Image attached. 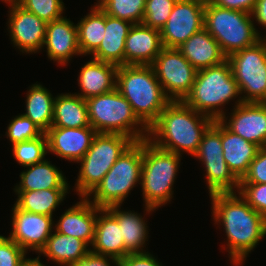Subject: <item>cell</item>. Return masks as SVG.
<instances>
[{
  "label": "cell",
  "mask_w": 266,
  "mask_h": 266,
  "mask_svg": "<svg viewBox=\"0 0 266 266\" xmlns=\"http://www.w3.org/2000/svg\"><path fill=\"white\" fill-rule=\"evenodd\" d=\"M26 255L28 254L9 236L0 234V266H24L30 259Z\"/></svg>",
  "instance_id": "38"
},
{
  "label": "cell",
  "mask_w": 266,
  "mask_h": 266,
  "mask_svg": "<svg viewBox=\"0 0 266 266\" xmlns=\"http://www.w3.org/2000/svg\"><path fill=\"white\" fill-rule=\"evenodd\" d=\"M24 266H47L40 259L30 258Z\"/></svg>",
  "instance_id": "45"
},
{
  "label": "cell",
  "mask_w": 266,
  "mask_h": 266,
  "mask_svg": "<svg viewBox=\"0 0 266 266\" xmlns=\"http://www.w3.org/2000/svg\"><path fill=\"white\" fill-rule=\"evenodd\" d=\"M75 266H119V260L90 250Z\"/></svg>",
  "instance_id": "42"
},
{
  "label": "cell",
  "mask_w": 266,
  "mask_h": 266,
  "mask_svg": "<svg viewBox=\"0 0 266 266\" xmlns=\"http://www.w3.org/2000/svg\"><path fill=\"white\" fill-rule=\"evenodd\" d=\"M91 247L79 238L57 232L55 229L36 259L43 255L59 266H75Z\"/></svg>",
  "instance_id": "28"
},
{
  "label": "cell",
  "mask_w": 266,
  "mask_h": 266,
  "mask_svg": "<svg viewBox=\"0 0 266 266\" xmlns=\"http://www.w3.org/2000/svg\"><path fill=\"white\" fill-rule=\"evenodd\" d=\"M253 21L251 13L222 8L210 1L205 3L204 28L227 58L264 38Z\"/></svg>",
  "instance_id": "6"
},
{
  "label": "cell",
  "mask_w": 266,
  "mask_h": 266,
  "mask_svg": "<svg viewBox=\"0 0 266 266\" xmlns=\"http://www.w3.org/2000/svg\"><path fill=\"white\" fill-rule=\"evenodd\" d=\"M214 120L196 112L184 101H170L148 128V140L157 147L193 156Z\"/></svg>",
  "instance_id": "2"
},
{
  "label": "cell",
  "mask_w": 266,
  "mask_h": 266,
  "mask_svg": "<svg viewBox=\"0 0 266 266\" xmlns=\"http://www.w3.org/2000/svg\"><path fill=\"white\" fill-rule=\"evenodd\" d=\"M12 155L17 164L25 167L40 163L48 154V140L46 133L42 136L24 142L15 143L11 146Z\"/></svg>",
  "instance_id": "34"
},
{
  "label": "cell",
  "mask_w": 266,
  "mask_h": 266,
  "mask_svg": "<svg viewBox=\"0 0 266 266\" xmlns=\"http://www.w3.org/2000/svg\"><path fill=\"white\" fill-rule=\"evenodd\" d=\"M177 49L197 71L227 60L218 42L205 28L196 32Z\"/></svg>",
  "instance_id": "23"
},
{
  "label": "cell",
  "mask_w": 266,
  "mask_h": 266,
  "mask_svg": "<svg viewBox=\"0 0 266 266\" xmlns=\"http://www.w3.org/2000/svg\"><path fill=\"white\" fill-rule=\"evenodd\" d=\"M117 69V65L90 58L78 72L81 92L75 94L86 100L113 91L116 88Z\"/></svg>",
  "instance_id": "22"
},
{
  "label": "cell",
  "mask_w": 266,
  "mask_h": 266,
  "mask_svg": "<svg viewBox=\"0 0 266 266\" xmlns=\"http://www.w3.org/2000/svg\"><path fill=\"white\" fill-rule=\"evenodd\" d=\"M227 113L220 121L230 131L260 148L266 147V102H243Z\"/></svg>",
  "instance_id": "16"
},
{
  "label": "cell",
  "mask_w": 266,
  "mask_h": 266,
  "mask_svg": "<svg viewBox=\"0 0 266 266\" xmlns=\"http://www.w3.org/2000/svg\"><path fill=\"white\" fill-rule=\"evenodd\" d=\"M42 49H45L47 58L58 66H68L74 56H82L76 24L70 18L67 19V16L47 23Z\"/></svg>",
  "instance_id": "17"
},
{
  "label": "cell",
  "mask_w": 266,
  "mask_h": 266,
  "mask_svg": "<svg viewBox=\"0 0 266 266\" xmlns=\"http://www.w3.org/2000/svg\"><path fill=\"white\" fill-rule=\"evenodd\" d=\"M46 158L40 163L25 166L20 172V182L16 183L13 191H37L45 189H72L60 167Z\"/></svg>",
  "instance_id": "25"
},
{
  "label": "cell",
  "mask_w": 266,
  "mask_h": 266,
  "mask_svg": "<svg viewBox=\"0 0 266 266\" xmlns=\"http://www.w3.org/2000/svg\"><path fill=\"white\" fill-rule=\"evenodd\" d=\"M196 112L214 121L225 114L226 104L235 102L234 107L243 103L238 84L233 76L230 62L197 71L191 92L183 100Z\"/></svg>",
  "instance_id": "3"
},
{
  "label": "cell",
  "mask_w": 266,
  "mask_h": 266,
  "mask_svg": "<svg viewBox=\"0 0 266 266\" xmlns=\"http://www.w3.org/2000/svg\"><path fill=\"white\" fill-rule=\"evenodd\" d=\"M142 165L143 140L133 142L121 154L102 181L86 198L99 208L122 206L131 191L138 184L141 185Z\"/></svg>",
  "instance_id": "7"
},
{
  "label": "cell",
  "mask_w": 266,
  "mask_h": 266,
  "mask_svg": "<svg viewBox=\"0 0 266 266\" xmlns=\"http://www.w3.org/2000/svg\"><path fill=\"white\" fill-rule=\"evenodd\" d=\"M132 25L129 21L105 14L104 37L100 46L90 55L91 58L123 66L125 40Z\"/></svg>",
  "instance_id": "24"
},
{
  "label": "cell",
  "mask_w": 266,
  "mask_h": 266,
  "mask_svg": "<svg viewBox=\"0 0 266 266\" xmlns=\"http://www.w3.org/2000/svg\"><path fill=\"white\" fill-rule=\"evenodd\" d=\"M205 3L197 0H177L166 24L160 29L163 47L178 48L204 28Z\"/></svg>",
  "instance_id": "13"
},
{
  "label": "cell",
  "mask_w": 266,
  "mask_h": 266,
  "mask_svg": "<svg viewBox=\"0 0 266 266\" xmlns=\"http://www.w3.org/2000/svg\"><path fill=\"white\" fill-rule=\"evenodd\" d=\"M119 266H164L157 256L147 251L142 253H130L119 260Z\"/></svg>",
  "instance_id": "41"
},
{
  "label": "cell",
  "mask_w": 266,
  "mask_h": 266,
  "mask_svg": "<svg viewBox=\"0 0 266 266\" xmlns=\"http://www.w3.org/2000/svg\"><path fill=\"white\" fill-rule=\"evenodd\" d=\"M16 0H1V2H4V3H6V2H15Z\"/></svg>",
  "instance_id": "47"
},
{
  "label": "cell",
  "mask_w": 266,
  "mask_h": 266,
  "mask_svg": "<svg viewBox=\"0 0 266 266\" xmlns=\"http://www.w3.org/2000/svg\"><path fill=\"white\" fill-rule=\"evenodd\" d=\"M133 142L122 134L97 133L86 154L77 162L80 169L72 190L78 197H87Z\"/></svg>",
  "instance_id": "9"
},
{
  "label": "cell",
  "mask_w": 266,
  "mask_h": 266,
  "mask_svg": "<svg viewBox=\"0 0 266 266\" xmlns=\"http://www.w3.org/2000/svg\"><path fill=\"white\" fill-rule=\"evenodd\" d=\"M15 2L46 23L62 18L66 10L63 0H16Z\"/></svg>",
  "instance_id": "36"
},
{
  "label": "cell",
  "mask_w": 266,
  "mask_h": 266,
  "mask_svg": "<svg viewBox=\"0 0 266 266\" xmlns=\"http://www.w3.org/2000/svg\"><path fill=\"white\" fill-rule=\"evenodd\" d=\"M197 1H200V2H204V3H206V2L209 1V0H197Z\"/></svg>",
  "instance_id": "48"
},
{
  "label": "cell",
  "mask_w": 266,
  "mask_h": 266,
  "mask_svg": "<svg viewBox=\"0 0 266 266\" xmlns=\"http://www.w3.org/2000/svg\"><path fill=\"white\" fill-rule=\"evenodd\" d=\"M71 189H45L35 191H14L15 205L26 212L54 217V212L66 199Z\"/></svg>",
  "instance_id": "30"
},
{
  "label": "cell",
  "mask_w": 266,
  "mask_h": 266,
  "mask_svg": "<svg viewBox=\"0 0 266 266\" xmlns=\"http://www.w3.org/2000/svg\"><path fill=\"white\" fill-rule=\"evenodd\" d=\"M116 89L131 104L134 114L147 128L171 101L151 65L118 66Z\"/></svg>",
  "instance_id": "4"
},
{
  "label": "cell",
  "mask_w": 266,
  "mask_h": 266,
  "mask_svg": "<svg viewBox=\"0 0 266 266\" xmlns=\"http://www.w3.org/2000/svg\"><path fill=\"white\" fill-rule=\"evenodd\" d=\"M239 194L264 218H266V183H239Z\"/></svg>",
  "instance_id": "39"
},
{
  "label": "cell",
  "mask_w": 266,
  "mask_h": 266,
  "mask_svg": "<svg viewBox=\"0 0 266 266\" xmlns=\"http://www.w3.org/2000/svg\"><path fill=\"white\" fill-rule=\"evenodd\" d=\"M182 155L163 150L148 139L143 140L141 192L143 205L159 209L171 203L174 183L179 173Z\"/></svg>",
  "instance_id": "5"
},
{
  "label": "cell",
  "mask_w": 266,
  "mask_h": 266,
  "mask_svg": "<svg viewBox=\"0 0 266 266\" xmlns=\"http://www.w3.org/2000/svg\"><path fill=\"white\" fill-rule=\"evenodd\" d=\"M76 26L81 55L90 57L103 40L105 13L98 6L91 5L90 12L80 18Z\"/></svg>",
  "instance_id": "32"
},
{
  "label": "cell",
  "mask_w": 266,
  "mask_h": 266,
  "mask_svg": "<svg viewBox=\"0 0 266 266\" xmlns=\"http://www.w3.org/2000/svg\"><path fill=\"white\" fill-rule=\"evenodd\" d=\"M177 0H146L142 24L161 29L168 20Z\"/></svg>",
  "instance_id": "37"
},
{
  "label": "cell",
  "mask_w": 266,
  "mask_h": 266,
  "mask_svg": "<svg viewBox=\"0 0 266 266\" xmlns=\"http://www.w3.org/2000/svg\"><path fill=\"white\" fill-rule=\"evenodd\" d=\"M10 216L12 230L8 236L26 253L39 254L54 230L53 217L23 211L15 204Z\"/></svg>",
  "instance_id": "15"
},
{
  "label": "cell",
  "mask_w": 266,
  "mask_h": 266,
  "mask_svg": "<svg viewBox=\"0 0 266 266\" xmlns=\"http://www.w3.org/2000/svg\"><path fill=\"white\" fill-rule=\"evenodd\" d=\"M146 0H104L98 7L110 16L142 24Z\"/></svg>",
  "instance_id": "33"
},
{
  "label": "cell",
  "mask_w": 266,
  "mask_h": 266,
  "mask_svg": "<svg viewBox=\"0 0 266 266\" xmlns=\"http://www.w3.org/2000/svg\"><path fill=\"white\" fill-rule=\"evenodd\" d=\"M6 4L9 7L6 24L13 47L22 54L40 53L45 42L47 23L16 2Z\"/></svg>",
  "instance_id": "14"
},
{
  "label": "cell",
  "mask_w": 266,
  "mask_h": 266,
  "mask_svg": "<svg viewBox=\"0 0 266 266\" xmlns=\"http://www.w3.org/2000/svg\"><path fill=\"white\" fill-rule=\"evenodd\" d=\"M221 143L223 157L229 170L240 181L247 173L250 163L260 147L230 131L221 122Z\"/></svg>",
  "instance_id": "27"
},
{
  "label": "cell",
  "mask_w": 266,
  "mask_h": 266,
  "mask_svg": "<svg viewBox=\"0 0 266 266\" xmlns=\"http://www.w3.org/2000/svg\"><path fill=\"white\" fill-rule=\"evenodd\" d=\"M78 198L79 202L65 209L58 221L54 220V229L61 234L79 238L91 247L97 213L102 208L95 206L86 197Z\"/></svg>",
  "instance_id": "19"
},
{
  "label": "cell",
  "mask_w": 266,
  "mask_h": 266,
  "mask_svg": "<svg viewBox=\"0 0 266 266\" xmlns=\"http://www.w3.org/2000/svg\"><path fill=\"white\" fill-rule=\"evenodd\" d=\"M239 183H266V147L258 150L256 157L249 165L247 173Z\"/></svg>",
  "instance_id": "40"
},
{
  "label": "cell",
  "mask_w": 266,
  "mask_h": 266,
  "mask_svg": "<svg viewBox=\"0 0 266 266\" xmlns=\"http://www.w3.org/2000/svg\"><path fill=\"white\" fill-rule=\"evenodd\" d=\"M97 2L94 3V6H98L101 2H103L104 0H96Z\"/></svg>",
  "instance_id": "46"
},
{
  "label": "cell",
  "mask_w": 266,
  "mask_h": 266,
  "mask_svg": "<svg viewBox=\"0 0 266 266\" xmlns=\"http://www.w3.org/2000/svg\"><path fill=\"white\" fill-rule=\"evenodd\" d=\"M44 132L31 119L23 114L16 115L10 120L5 132L11 145L19 142L36 139Z\"/></svg>",
  "instance_id": "35"
},
{
  "label": "cell",
  "mask_w": 266,
  "mask_h": 266,
  "mask_svg": "<svg viewBox=\"0 0 266 266\" xmlns=\"http://www.w3.org/2000/svg\"><path fill=\"white\" fill-rule=\"evenodd\" d=\"M143 207L145 211L144 217L134 210H122L121 205L106 208L118 220L125 244V256L130 253L148 251L145 248L147 241H149V227L147 226V218H145V215H150L157 210L150 206L143 205Z\"/></svg>",
  "instance_id": "21"
},
{
  "label": "cell",
  "mask_w": 266,
  "mask_h": 266,
  "mask_svg": "<svg viewBox=\"0 0 266 266\" xmlns=\"http://www.w3.org/2000/svg\"><path fill=\"white\" fill-rule=\"evenodd\" d=\"M227 60L243 102H266V38L231 54Z\"/></svg>",
  "instance_id": "10"
},
{
  "label": "cell",
  "mask_w": 266,
  "mask_h": 266,
  "mask_svg": "<svg viewBox=\"0 0 266 266\" xmlns=\"http://www.w3.org/2000/svg\"><path fill=\"white\" fill-rule=\"evenodd\" d=\"M45 133L48 140V153L74 163L83 158L97 134L92 126L50 127Z\"/></svg>",
  "instance_id": "18"
},
{
  "label": "cell",
  "mask_w": 266,
  "mask_h": 266,
  "mask_svg": "<svg viewBox=\"0 0 266 266\" xmlns=\"http://www.w3.org/2000/svg\"><path fill=\"white\" fill-rule=\"evenodd\" d=\"M90 125L97 133H116L134 142L148 138V128L134 114L131 104L115 88L86 99Z\"/></svg>",
  "instance_id": "8"
},
{
  "label": "cell",
  "mask_w": 266,
  "mask_h": 266,
  "mask_svg": "<svg viewBox=\"0 0 266 266\" xmlns=\"http://www.w3.org/2000/svg\"><path fill=\"white\" fill-rule=\"evenodd\" d=\"M211 3L231 10L252 13L257 0H209Z\"/></svg>",
  "instance_id": "43"
},
{
  "label": "cell",
  "mask_w": 266,
  "mask_h": 266,
  "mask_svg": "<svg viewBox=\"0 0 266 266\" xmlns=\"http://www.w3.org/2000/svg\"><path fill=\"white\" fill-rule=\"evenodd\" d=\"M162 48L159 29L133 24L125 40L124 65H151Z\"/></svg>",
  "instance_id": "20"
},
{
  "label": "cell",
  "mask_w": 266,
  "mask_h": 266,
  "mask_svg": "<svg viewBox=\"0 0 266 266\" xmlns=\"http://www.w3.org/2000/svg\"><path fill=\"white\" fill-rule=\"evenodd\" d=\"M25 98L24 116L31 119L45 133L53 120L54 100L50 90L36 82L28 87Z\"/></svg>",
  "instance_id": "31"
},
{
  "label": "cell",
  "mask_w": 266,
  "mask_h": 266,
  "mask_svg": "<svg viewBox=\"0 0 266 266\" xmlns=\"http://www.w3.org/2000/svg\"><path fill=\"white\" fill-rule=\"evenodd\" d=\"M214 225L226 234L228 260L233 266L244 265L249 254L266 237V218L255 211L239 192L209 195ZM226 248V249H225Z\"/></svg>",
  "instance_id": "1"
},
{
  "label": "cell",
  "mask_w": 266,
  "mask_h": 266,
  "mask_svg": "<svg viewBox=\"0 0 266 266\" xmlns=\"http://www.w3.org/2000/svg\"><path fill=\"white\" fill-rule=\"evenodd\" d=\"M91 251L118 260L125 257V244L118 220L106 208L97 213Z\"/></svg>",
  "instance_id": "26"
},
{
  "label": "cell",
  "mask_w": 266,
  "mask_h": 266,
  "mask_svg": "<svg viewBox=\"0 0 266 266\" xmlns=\"http://www.w3.org/2000/svg\"><path fill=\"white\" fill-rule=\"evenodd\" d=\"M91 126L86 100L74 93H58L54 100L51 127L82 128Z\"/></svg>",
  "instance_id": "29"
},
{
  "label": "cell",
  "mask_w": 266,
  "mask_h": 266,
  "mask_svg": "<svg viewBox=\"0 0 266 266\" xmlns=\"http://www.w3.org/2000/svg\"><path fill=\"white\" fill-rule=\"evenodd\" d=\"M252 18L255 24H259L260 27L265 29L266 33V0H257V3L255 4V7L252 11ZM264 38H266V34L264 35Z\"/></svg>",
  "instance_id": "44"
},
{
  "label": "cell",
  "mask_w": 266,
  "mask_h": 266,
  "mask_svg": "<svg viewBox=\"0 0 266 266\" xmlns=\"http://www.w3.org/2000/svg\"><path fill=\"white\" fill-rule=\"evenodd\" d=\"M151 66L171 101H183L191 92L197 70L177 48L163 47Z\"/></svg>",
  "instance_id": "12"
},
{
  "label": "cell",
  "mask_w": 266,
  "mask_h": 266,
  "mask_svg": "<svg viewBox=\"0 0 266 266\" xmlns=\"http://www.w3.org/2000/svg\"><path fill=\"white\" fill-rule=\"evenodd\" d=\"M204 167L209 194L238 192L239 180L229 170L223 157L221 121L216 120L204 133L197 152L193 155Z\"/></svg>",
  "instance_id": "11"
}]
</instances>
